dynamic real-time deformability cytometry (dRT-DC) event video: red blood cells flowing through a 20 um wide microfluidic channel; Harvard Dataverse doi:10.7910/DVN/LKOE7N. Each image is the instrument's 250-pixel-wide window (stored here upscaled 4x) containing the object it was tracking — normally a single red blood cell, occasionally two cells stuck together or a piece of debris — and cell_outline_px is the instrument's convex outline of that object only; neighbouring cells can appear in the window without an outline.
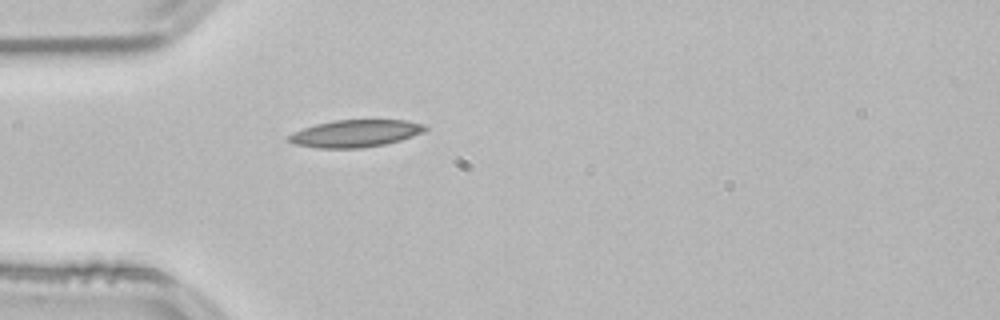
{"species": "common noctule bat (a hibernating species)", "species_latin": "Nyctalus noctula", "temperature_condition": "room temperature", "stored_images_in_passage": 31, "camera_frame_rate_fps": 3000, "um_per_image_px": 0.085, "animal": {"sex": "male", "body_mass_g": 21.5, "forearm_length_mm": 52.0}, "frame": {"image": 1, "passage_image": 1, "time_ms": 0.0, "image_size_px": [1000, 320], "cell_outline_px": [[428, 128], [424, 132], [400, 140], [384, 144], [360, 148], [316, 148], [292, 144], [288, 140], [288, 136], [292, 132], [316, 124], [336, 120], [404, 120], [424, 124]], "centroid_in_image_um": [30.18, 11.34], "position_along_channel_um": 54.8, "area_um2": 21.62}}
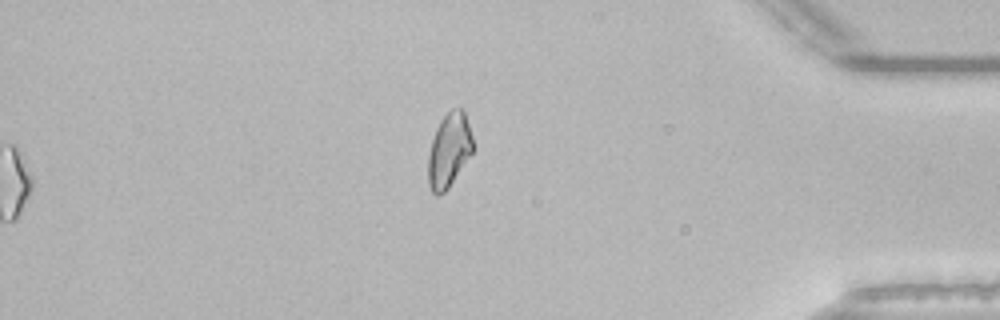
{"frame": {"image": 2, "passage_image": 31, "time_ms": 10.0, "image_size_px": [1000, 320], "cell_outline_px": [[472, 152], [448, 188], [444, 192], [436, 196], [432, 192], [428, 184], [428, 156], [432, 140], [436, 128], [440, 120], [452, 108], [464, 108], [472, 136]], "centroid_in_image_um": [38.15, 12.75], "position_along_channel_um": 397.0, "area_um2": 19.19}, "authors_computed_cell_mechanics": {"area_um2": 19.7098, "velocity_mm_per_s": 3.8282, "shape_relaxation_time_tau1_ms": null, "shape_relaxation_time_tau2_ms": 10.8783, "deformation_change_tau1": null, "deformation_change_tau2": 0.2039}}